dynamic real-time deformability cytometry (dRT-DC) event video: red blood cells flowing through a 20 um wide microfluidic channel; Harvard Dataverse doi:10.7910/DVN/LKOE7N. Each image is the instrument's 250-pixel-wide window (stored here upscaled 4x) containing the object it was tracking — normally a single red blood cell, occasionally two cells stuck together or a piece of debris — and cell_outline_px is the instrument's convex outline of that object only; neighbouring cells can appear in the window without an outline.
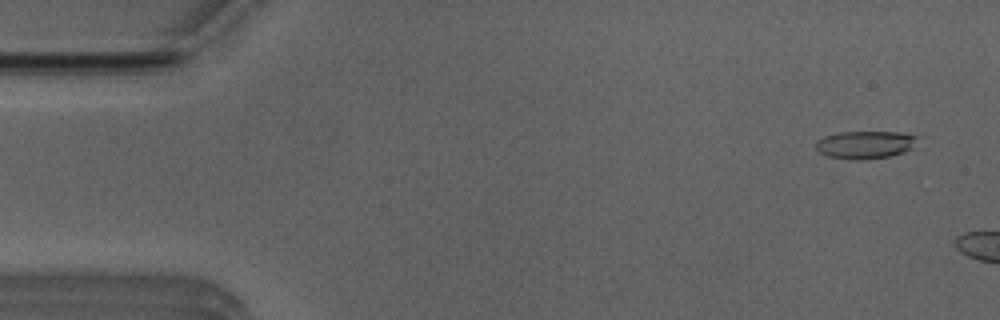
{"species": "Egyptian fruit bat (a non-hibernating species)", "species_latin": "Rousettus aegyptiacus", "temperature_condition": "room temperature", "stored_images_in_passage": 7, "camera_frame_rate_fps": 3000, "um_per_image_px": 0.085, "animal": {"sex": "male"}, "frame": {"image": 1, "passage_image": 3, "time_ms": 0.667, "image_size_px": [1000, 320], "cell_outline_px": [[920, 136], [912, 148], [904, 152], [888, 156], [860, 160], [848, 160], [828, 156], [820, 152], [816, 148], [816, 140], [824, 136], [840, 132], [900, 132]], "centroid_in_image_um": [73.54, 12.3], "position_along_channel_um": 11.5, "area_um2": 16.53}}